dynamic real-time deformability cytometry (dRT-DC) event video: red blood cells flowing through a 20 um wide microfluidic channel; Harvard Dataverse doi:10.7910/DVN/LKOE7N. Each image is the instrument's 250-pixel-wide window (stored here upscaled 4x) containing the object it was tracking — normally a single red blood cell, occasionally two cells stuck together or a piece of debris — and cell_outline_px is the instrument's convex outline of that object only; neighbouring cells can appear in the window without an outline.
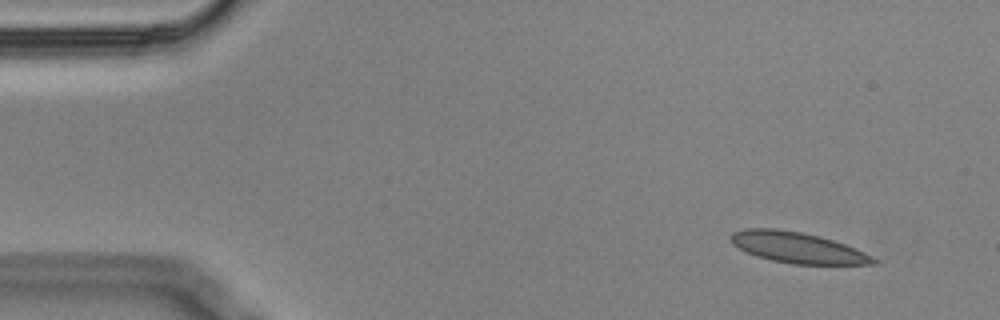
{"species": "Egyptian fruit bat (a non-hibernating species)", "species_latin": "Rousettus aegyptiacus", "temperature_condition": "cold", "stored_images_in_passage": 8, "camera_frame_rate_fps": 3000, "um_per_image_px": 0.085, "animal": {"sex": "male"}, "frame": {"image": 1, "passage_image": 1, "time_ms": 0.0, "image_size_px": [1000, 320], "cell_outline_px": [[880, 264], [792, 264], [772, 260], [756, 256], [732, 244], [732, 232], [744, 228], [772, 228], [800, 232], [820, 236], [856, 248], [880, 260]], "centroid_in_image_um": [67.83, 21.05], "position_along_channel_um": 17.2, "area_um2": 25.49}}